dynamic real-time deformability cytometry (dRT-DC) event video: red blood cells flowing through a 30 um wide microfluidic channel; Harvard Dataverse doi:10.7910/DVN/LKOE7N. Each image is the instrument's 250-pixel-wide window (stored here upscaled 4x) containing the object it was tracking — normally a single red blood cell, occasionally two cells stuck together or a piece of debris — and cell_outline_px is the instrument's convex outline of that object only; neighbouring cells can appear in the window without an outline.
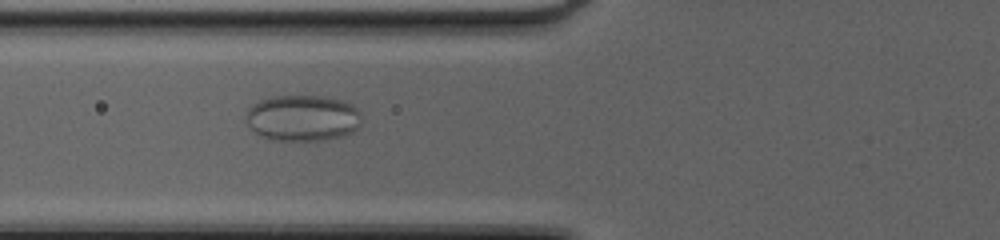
{"species": "common noctule bat (a hibernating species)", "species_latin": "Nyctalus noctula", "temperature_condition": "cold", "stored_images_in_passage": 55, "camera_frame_rate_fps": 3000, "um_per_image_px": 0.085, "animal": {"sex": "female", "body_mass_g": 20.0, "forearm_length_mm": 54.0}, "frame": {"image": 1, "passage_image": 24, "time_ms": 7.667, "image_size_px": [1000, 240], "cell_outline_px": [[360, 124], [352, 132], [340, 136], [324, 140], [272, 140], [256, 132], [248, 124], [248, 108], [260, 100], [272, 96], [320, 96], [344, 100], [352, 104], [360, 112]], "centroid_in_image_um": [25.76, 10.02], "position_along_channel_um": 100.0, "area_um2": 30.75}}
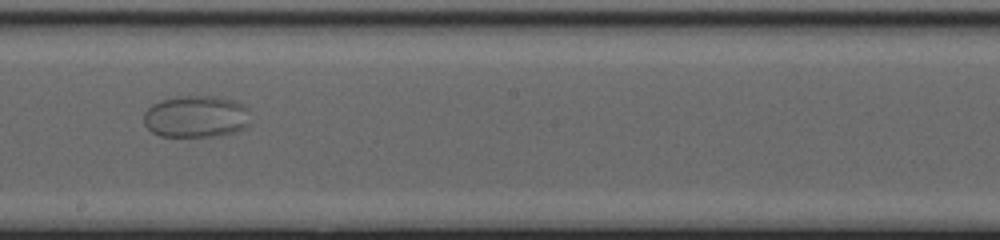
{"frame": {"image": 2, "passage_image": 34, "time_ms": 11.0, "image_size_px": [1000, 240], "cell_outline_px": [[248, 124], [244, 128], [236, 132], [220, 136], [160, 136], [152, 132], [144, 124], [144, 112], [152, 104], [160, 100], [184, 96], [216, 96], [232, 100], [244, 104], [248, 108]], "centroid_in_image_um": [16.67, 9.91], "position_along_channel_um": 231.5, "area_um2": 26.18}}
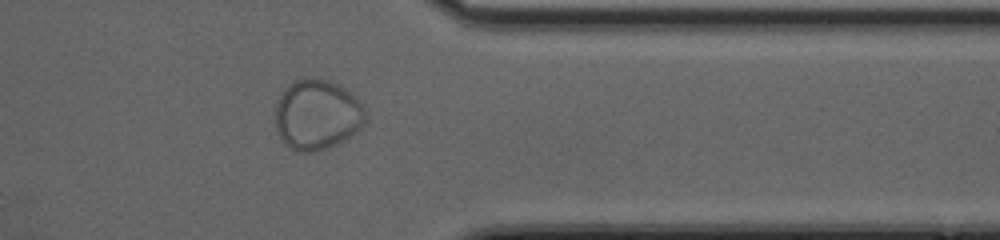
{"frame": {"image": 3, "passage_image": 46, "time_ms": 15.0, "image_size_px": [1000, 240], "cell_outline_px": [[364, 124], [360, 128], [344, 140], [328, 148], [312, 152], [300, 152], [284, 144], [276, 128], [276, 104], [280, 96], [288, 84], [296, 80], [328, 80], [344, 88], [356, 96], [364, 112]], "centroid_in_image_um": [26.94, 9.78], "position_along_channel_um": 384.5, "area_um2": 36.24}}